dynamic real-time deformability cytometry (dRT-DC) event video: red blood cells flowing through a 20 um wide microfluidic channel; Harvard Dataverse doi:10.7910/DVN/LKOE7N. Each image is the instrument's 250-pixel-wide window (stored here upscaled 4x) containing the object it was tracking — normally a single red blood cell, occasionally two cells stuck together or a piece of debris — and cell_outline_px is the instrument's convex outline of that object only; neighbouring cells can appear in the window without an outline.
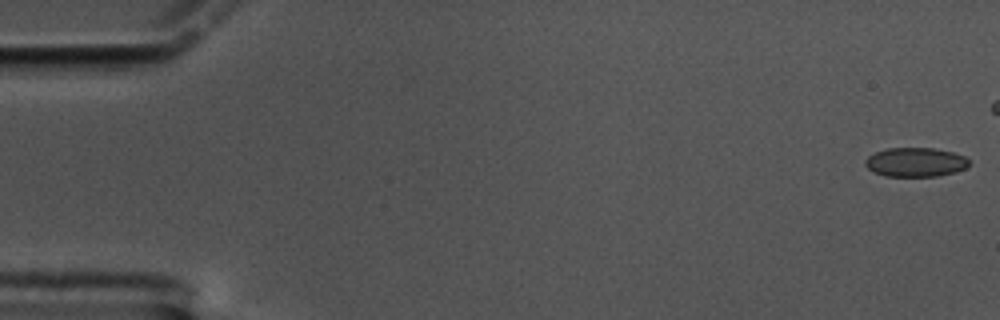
{"species": "common noctule bat (a hibernating species)", "species_latin": "Nyctalus noctula", "temperature_condition": "cold", "stored_images_in_passage": 16, "camera_frame_rate_fps": 3000, "um_per_image_px": 0.085, "animal": {"sex": "male", "body_mass_g": 17.5, "forearm_length_mm": 52.3}, "frame": {"image": 1, "passage_image": 1, "time_ms": 0.0, "image_size_px": [1000, 320], "cell_outline_px": [[968, 164], [964, 168], [956, 172], [936, 176], [884, 176], [868, 168], [864, 164], [864, 160], [868, 156], [876, 152], [888, 148], [932, 148], [952, 152], [964, 156], [968, 160]], "centroid_in_image_um": [77.79, 13.78], "position_along_channel_um": 7.2, "area_um2": 17.46}}